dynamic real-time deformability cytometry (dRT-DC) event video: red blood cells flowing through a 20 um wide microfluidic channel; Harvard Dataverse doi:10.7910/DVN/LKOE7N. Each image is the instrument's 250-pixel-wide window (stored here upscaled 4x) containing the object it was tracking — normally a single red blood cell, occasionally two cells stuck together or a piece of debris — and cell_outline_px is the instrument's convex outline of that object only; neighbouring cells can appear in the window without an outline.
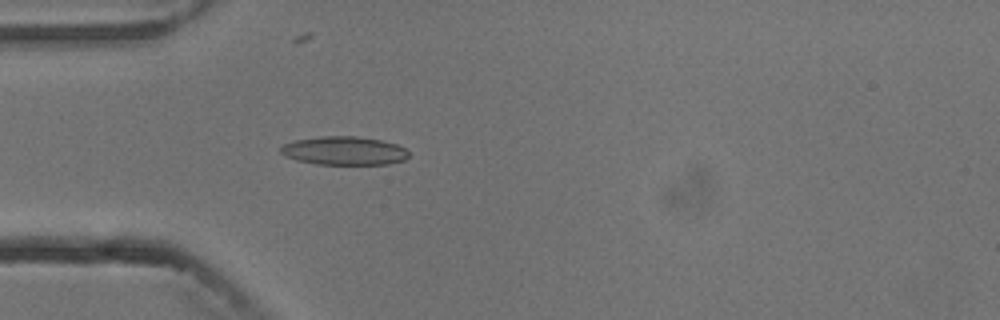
{"species": "common noctule bat (a hibernating species)", "species_latin": "Nyctalus noctula", "temperature_condition": "cold", "stored_images_in_passage": 4, "camera_frame_rate_fps": 3000, "um_per_image_px": 0.085, "animal": {"sex": "male", "body_mass_g": 13.3}, "frame": {"image": 1, "passage_image": 4, "time_ms": 3.667, "image_size_px": [1000, 320], "cell_outline_px": [[408, 156], [404, 160], [388, 164], [316, 164], [296, 160], [284, 156], [280, 152], [280, 148], [284, 144], [296, 140], [320, 136], [356, 136], [380, 140], [396, 144], [404, 148], [408, 152]], "centroid_in_image_um": [29.23, 12.81], "position_along_channel_um": 55.8, "area_um2": 21.21}}